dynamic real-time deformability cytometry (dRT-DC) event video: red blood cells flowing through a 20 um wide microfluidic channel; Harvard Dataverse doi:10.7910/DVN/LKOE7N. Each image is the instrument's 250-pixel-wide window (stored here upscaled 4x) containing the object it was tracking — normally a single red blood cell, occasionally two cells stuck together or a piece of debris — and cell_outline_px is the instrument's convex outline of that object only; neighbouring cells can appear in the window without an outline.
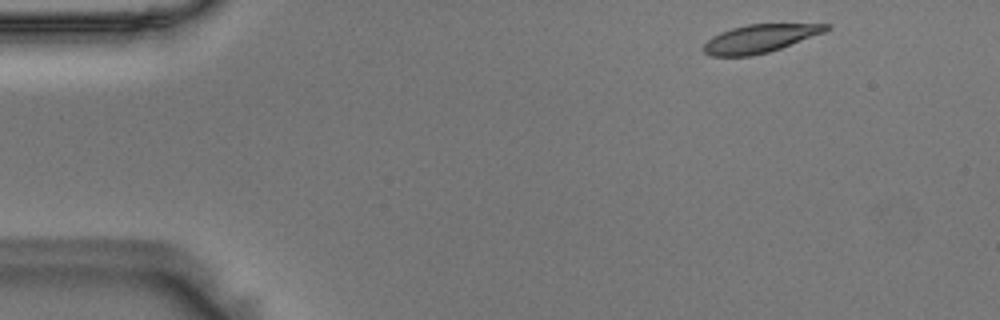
{"species": "Egyptian fruit bat (a non-hibernating species)", "species_latin": "Rousettus aegyptiacus", "temperature_condition": "room temperature", "stored_images_in_passage": 51, "camera_frame_rate_fps": 3000, "um_per_image_px": 0.085, "animal": {"sex": "male"}, "frame": {"image": 1, "passage_image": 2, "time_ms": 0.333, "image_size_px": [1000, 320], "cell_outline_px": [[832, 28], [824, 32], [780, 48], [768, 52], [748, 56], [712, 56], [704, 52], [704, 44], [712, 36], [720, 32], [732, 28], [748, 24], [832, 24]], "centroid_in_image_um": [64.59, 3.27], "position_along_channel_um": 20.4, "area_um2": 19.83}}
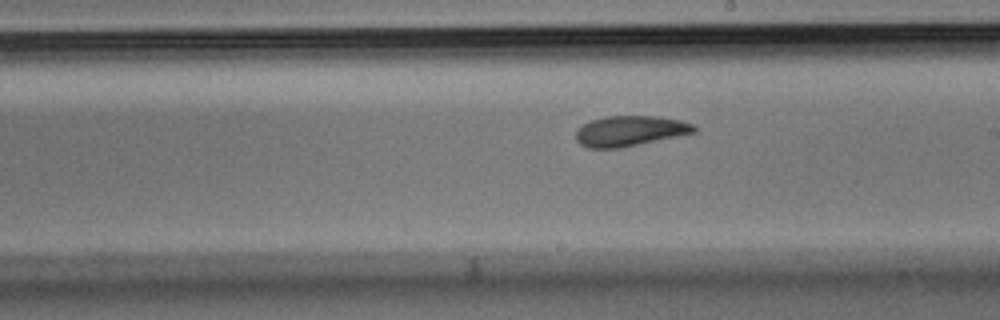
{"frame": {"image": 2, "passage_image": 27, "time_ms": 8.667, "image_size_px": [1000, 320], "cell_outline_px": [[696, 132], [620, 148], [588, 148], [580, 144], [576, 140], [576, 128], [592, 120], [604, 116], [656, 116], [680, 120], [692, 124], [696, 128]], "centroid_in_image_um": [53.51, 11.13], "position_along_channel_um": 235.5, "area_um2": 20.81}}
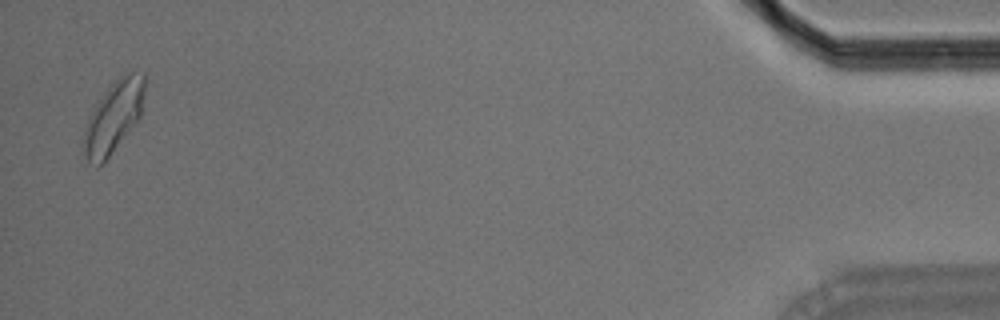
{"frame": {"image": 3, "passage_image": 50, "time_ms": 16.333, "image_size_px": [1000, 320], "cell_outline_px": [[144, 92], [140, 116], [108, 156], [96, 168], [88, 164], [80, 144], [84, 128], [96, 104], [104, 92], [124, 72], [144, 72]], "centroid_in_image_um": [9.6, 9.95], "position_along_channel_um": 425.6, "area_um2": 25.09}, "authors_computed_cell_mechanics": {"area_um2": 21.2704, "velocity_mm_per_s": 3.6081, "shape_relaxation_time_tau1_ms": 2.8659, "shape_relaxation_time_tau2_ms": 2.5816, "deformation_change_tau1": 0.1296, "deformation_change_tau2": 0.0792}}